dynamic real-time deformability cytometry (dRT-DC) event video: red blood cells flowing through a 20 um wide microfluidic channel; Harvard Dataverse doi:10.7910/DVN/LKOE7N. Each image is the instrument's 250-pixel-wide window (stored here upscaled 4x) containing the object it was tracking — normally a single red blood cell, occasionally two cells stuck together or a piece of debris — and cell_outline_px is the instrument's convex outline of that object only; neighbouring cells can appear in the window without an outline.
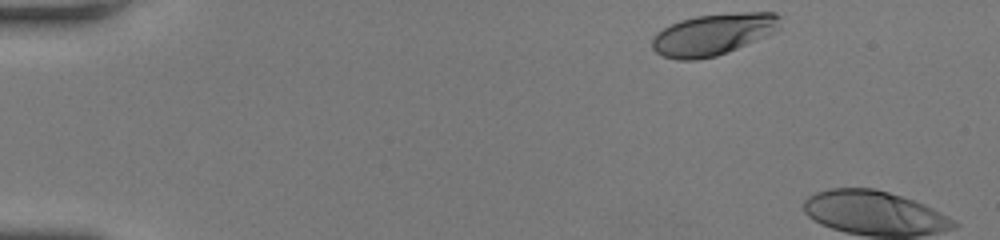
{"species": "human", "species_latin": "Homo sapiens", "temperature_condition": "room temperature", "stored_images_in_passage": 5, "camera_frame_rate_fps": 3000, "um_per_image_px": 0.085, "donor": {"sex": "female"}, "frame": {"image": 1, "passage_image": 1, "time_ms": 0.0, "image_size_px": [1000, 240], "cell_outline_px": [[780, 16], [776, 32], [728, 52], [716, 56], [696, 60], [676, 60], [664, 56], [656, 52], [652, 48], [652, 40], [656, 32], [680, 20], [696, 16], [740, 12], [776, 12]], "centroid_in_image_um": [60.62, 2.93], "position_along_channel_um": 24.4, "area_um2": 30.98}}